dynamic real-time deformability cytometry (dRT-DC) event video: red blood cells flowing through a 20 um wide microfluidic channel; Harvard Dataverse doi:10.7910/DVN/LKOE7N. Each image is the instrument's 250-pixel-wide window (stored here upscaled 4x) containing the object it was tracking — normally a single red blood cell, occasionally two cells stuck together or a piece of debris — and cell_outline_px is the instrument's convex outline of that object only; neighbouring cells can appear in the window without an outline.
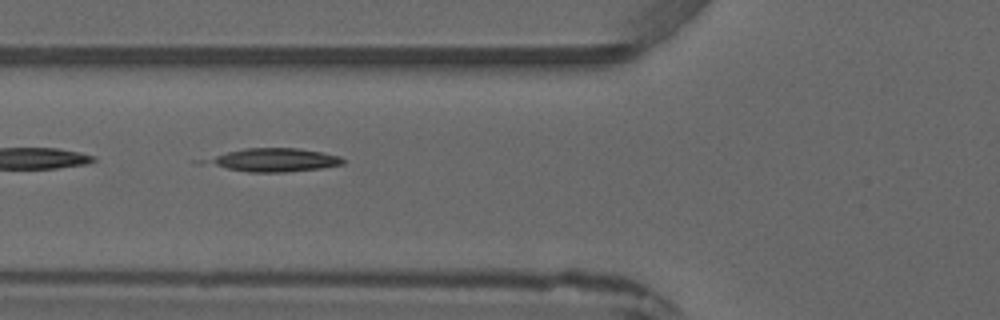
{"species": "common noctule bat (a hibernating species)", "species_latin": "Nyctalus noctula", "temperature_condition": "warm", "stored_images_in_passage": 4, "camera_frame_rate_fps": 3000, "um_per_image_px": 0.085, "animal": {"sex": "male", "forearm_length_mm": 52.5}, "frame": {"image": 1, "passage_image": 3, "time_ms": 2.333, "image_size_px": [1000, 320], "cell_outline_px": [[344, 164], [324, 168], [288, 172], [248, 172], [192, 164], [192, 160], [244, 148], [300, 148], [340, 156], [344, 160]], "centroid_in_image_um": [23.02, 13.61], "position_along_channel_um": 102.8, "area_um2": 19.65}}
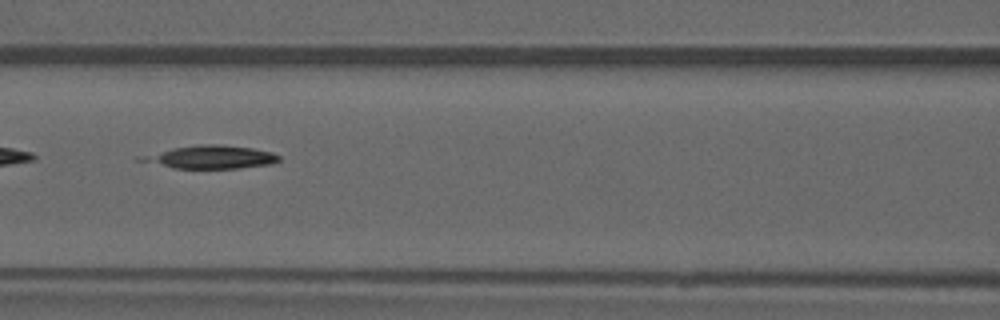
{"frame": {"image": 2, "passage_image": 4, "time_ms": 3.333, "image_size_px": [1000, 320], "cell_outline_px": [[280, 160], [272, 164], [240, 168], [172, 168], [156, 160], [156, 156], [172, 148], [196, 144], [220, 144], [252, 148], [272, 152], [280, 156]], "centroid_in_image_um": [18.36, 13.34], "position_along_channel_um": 148.2, "area_um2": 17.05}}